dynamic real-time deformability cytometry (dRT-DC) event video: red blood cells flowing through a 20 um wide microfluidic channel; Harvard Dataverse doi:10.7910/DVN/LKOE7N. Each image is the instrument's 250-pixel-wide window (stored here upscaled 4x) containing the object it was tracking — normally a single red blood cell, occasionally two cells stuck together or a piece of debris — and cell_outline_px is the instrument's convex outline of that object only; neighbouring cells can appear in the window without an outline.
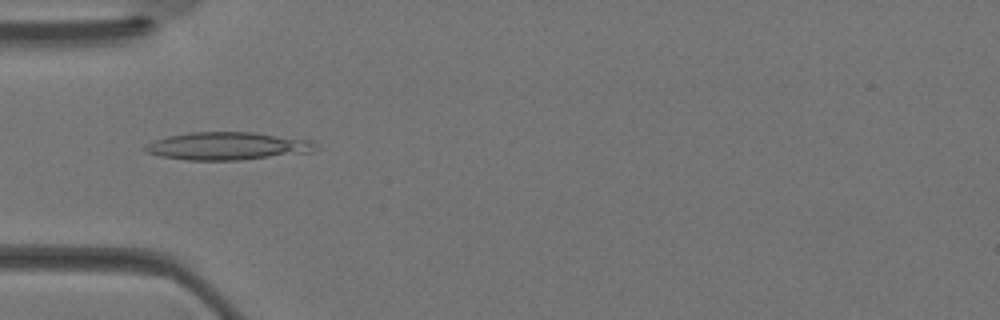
{"species": "Egyptian fruit bat (a non-hibernating species)", "species_latin": "Rousettus aegyptiacus", "temperature_condition": "warm", "stored_images_in_passage": 24, "camera_frame_rate_fps": 3000, "um_per_image_px": 0.085, "animal": {"sex": "female"}, "frame": {"image": 1, "passage_image": 11, "time_ms": 3.333, "image_size_px": [1000, 320], "cell_outline_px": [[320, 148], [312, 152], [240, 160], [184, 160], [160, 156], [144, 152], [140, 148], [144, 144], [152, 140], [168, 136], [192, 132], [256, 132], [312, 140]], "centroid_in_image_um": [19.31, 12.41], "position_along_channel_um": 65.7, "area_um2": 28.09}}